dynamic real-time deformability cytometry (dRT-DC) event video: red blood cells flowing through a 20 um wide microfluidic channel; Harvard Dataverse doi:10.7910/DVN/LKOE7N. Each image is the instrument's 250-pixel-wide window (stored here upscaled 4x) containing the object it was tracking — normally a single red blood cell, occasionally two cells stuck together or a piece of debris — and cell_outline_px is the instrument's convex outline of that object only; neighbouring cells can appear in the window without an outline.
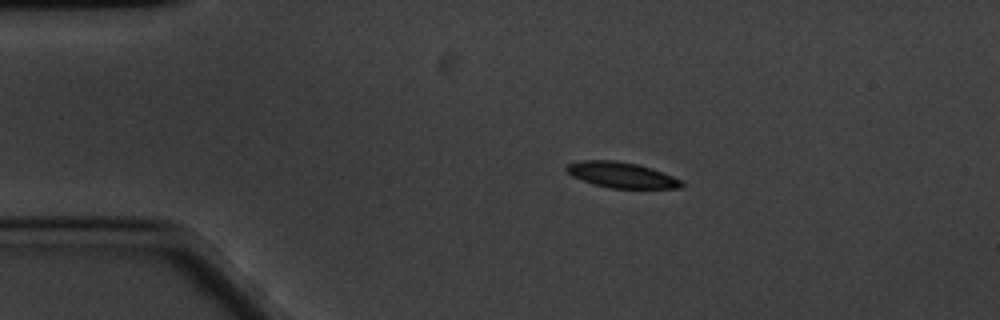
{"species": "common noctule bat (a hibernating species)", "species_latin": "Nyctalus noctula", "temperature_condition": "cold", "stored_images_in_passage": 50, "camera_frame_rate_fps": 3000, "um_per_image_px": 0.085, "animal": {"sex": "male", "body_mass_g": 20.1, "forearm_length_mm": 53.5}, "frame": {"image": 1, "passage_image": 1, "time_ms": 0.0, "image_size_px": [1000, 320], "cell_outline_px": [[684, 184], [680, 188], [612, 188], [592, 184], [572, 176], [564, 168], [568, 164], [580, 160], [616, 160], [640, 164], [652, 168], [684, 180]], "centroid_in_image_um": [52.85, 14.86], "position_along_channel_um": 32.1, "area_um2": 17.4}}
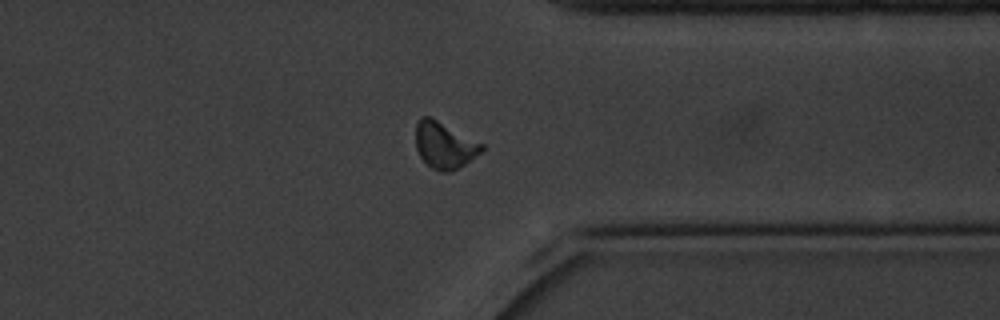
{"frame": {"image": 2, "passage_image": 36, "time_ms": 11.667, "image_size_px": [1000, 320], "cell_outline_px": [[484, 148], [480, 152], [464, 164], [452, 172], [440, 172], [432, 168], [420, 156], [416, 148], [416, 124], [420, 116], [428, 116], [484, 144]], "centroid_in_image_um": [37.76, 12.35], "position_along_channel_um": 373.6, "area_um2": 17.57}}
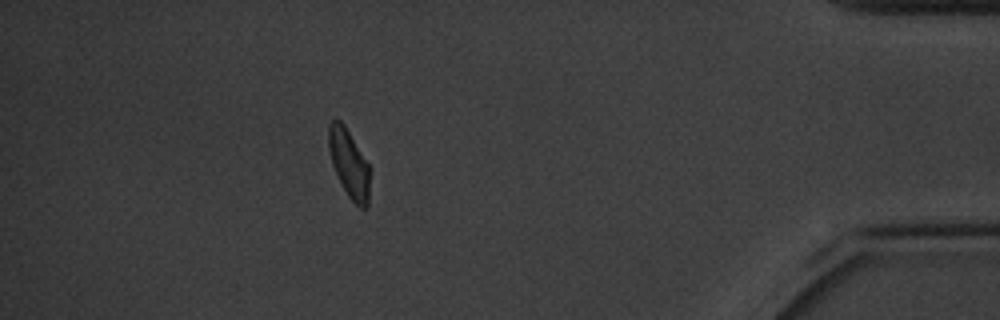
{"frame": {"image": 3, "passage_image": 43, "time_ms": 14.0, "image_size_px": [1000, 320], "cell_outline_px": [[368, 204], [364, 208], [360, 208], [348, 196], [332, 164], [328, 148], [328, 124], [332, 120], [340, 120], [344, 124], [368, 164]], "centroid_in_image_um": [29.63, 13.86], "position_along_channel_um": 405.6, "area_um2": 15.84}, "authors_computed_cell_mechanics": {"area_um2": 17.3978, "velocity_mm_per_s": 3.3212, "shape_relaxation_time_tau1_ms": null, "shape_relaxation_time_tau2_ms": 4.36, "deformation_change_tau1": null, "deformation_change_tau2": 0.1029}}